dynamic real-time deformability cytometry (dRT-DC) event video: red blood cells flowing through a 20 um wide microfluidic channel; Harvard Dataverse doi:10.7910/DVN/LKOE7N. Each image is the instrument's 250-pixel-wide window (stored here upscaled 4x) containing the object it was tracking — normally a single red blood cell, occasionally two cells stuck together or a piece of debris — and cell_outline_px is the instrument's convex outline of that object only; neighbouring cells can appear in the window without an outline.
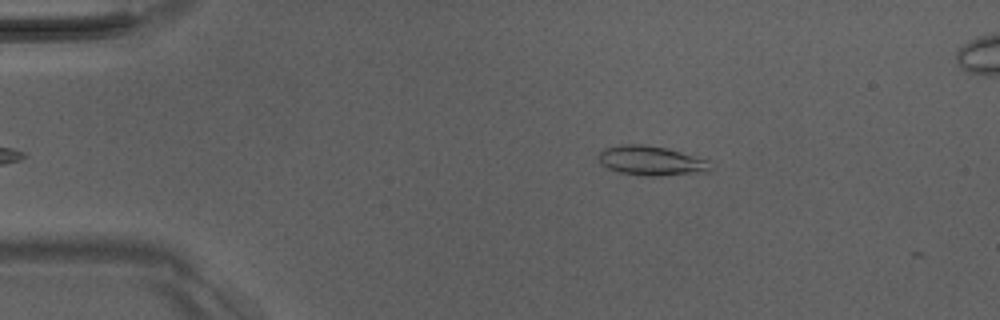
{"species": "Egyptian fruit bat (a non-hibernating species)", "species_latin": "Rousettus aegyptiacus", "temperature_condition": "room temperature", "stored_images_in_passage": 8, "camera_frame_rate_fps": 3000, "um_per_image_px": 0.085, "animal": {"sex": "male"}, "frame": {"image": 1, "passage_image": 2, "time_ms": 0.333, "image_size_px": [1000, 320], "cell_outline_px": [[712, 172], [656, 176], [652, 176], [620, 172], [608, 168], [600, 164], [596, 156], [604, 148], [620, 144], [644, 144], [664, 148], [680, 152], [708, 160], [712, 168]], "centroid_in_image_um": [55.34, 13.66], "position_along_channel_um": 29.7, "area_um2": 19.31}}